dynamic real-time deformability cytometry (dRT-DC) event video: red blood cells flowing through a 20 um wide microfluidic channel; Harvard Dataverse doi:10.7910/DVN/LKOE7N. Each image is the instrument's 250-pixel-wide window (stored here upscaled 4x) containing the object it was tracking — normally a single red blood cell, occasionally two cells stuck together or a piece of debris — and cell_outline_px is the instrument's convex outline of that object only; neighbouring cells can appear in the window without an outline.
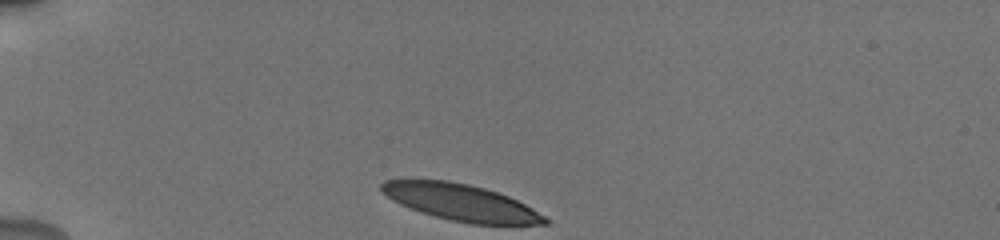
{"species": "human", "species_latin": "Homo sapiens", "temperature_condition": "cold", "stored_images_in_passage": 34, "camera_frame_rate_fps": 3000, "um_per_image_px": 0.085, "donor": {"sex": "male"}, "frame": {"image": 1, "passage_image": 1, "time_ms": 0.0, "image_size_px": [1000, 240], "cell_outline_px": [[548, 224], [468, 224], [420, 212], [400, 204], [392, 200], [380, 192], [380, 184], [384, 180], [448, 180], [468, 184], [484, 188], [508, 196], [532, 208], [544, 216], [548, 220]], "centroid_in_image_um": [39.13, 17.2], "position_along_channel_um": 45.9, "area_um2": 34.51}}
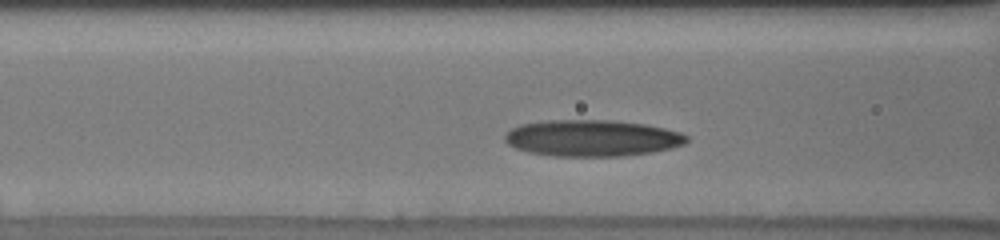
{"frame": {"image": 2, "passage_image": 10, "time_ms": 3.0, "image_size_px": [1000, 240], "cell_outline_px": [[688, 140], [684, 144], [672, 148], [652, 152], [620, 156], [552, 156], [528, 152], [516, 148], [508, 144], [504, 140], [504, 136], [512, 128], [520, 124], [548, 120], [608, 120], [644, 124], [664, 128], [680, 132], [688, 136]], "centroid_in_image_um": [50.32, 11.74], "position_along_channel_um": 116.3, "area_um2": 38.61}}
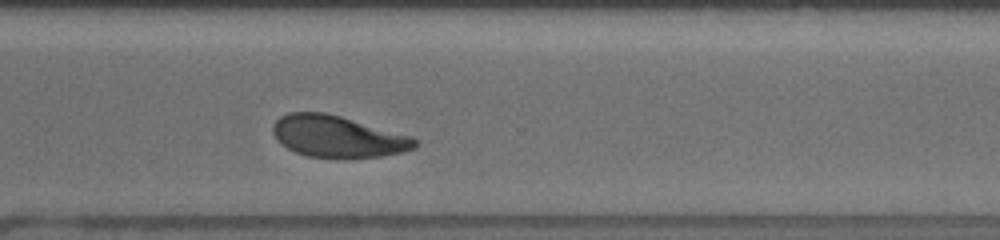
{"frame": {"image": 3, "passage_image": 28, "time_ms": 9.0, "image_size_px": [1000, 240], "cell_outline_px": [[420, 144], [416, 148], [400, 152], [380, 156], [344, 160], [336, 160], [308, 156], [296, 152], [280, 144], [276, 140], [272, 132], [272, 124], [280, 116], [288, 112], [324, 112], [340, 116], [412, 136], [420, 140]], "centroid_in_image_um": [28.7, 11.63], "position_along_channel_um": 341.9, "area_um2": 35.26}, "authors_computed_cell_mechanics": {"area_um2": 36.1539, "velocity_mm_per_s": 3.7647, "shape_relaxation_time_tau1_ms": 5.8614, "shape_relaxation_time_tau2_ms": 2.0452, "deformation_change_tau1": 0.1796, "deformation_change_tau2": 0.0778}}